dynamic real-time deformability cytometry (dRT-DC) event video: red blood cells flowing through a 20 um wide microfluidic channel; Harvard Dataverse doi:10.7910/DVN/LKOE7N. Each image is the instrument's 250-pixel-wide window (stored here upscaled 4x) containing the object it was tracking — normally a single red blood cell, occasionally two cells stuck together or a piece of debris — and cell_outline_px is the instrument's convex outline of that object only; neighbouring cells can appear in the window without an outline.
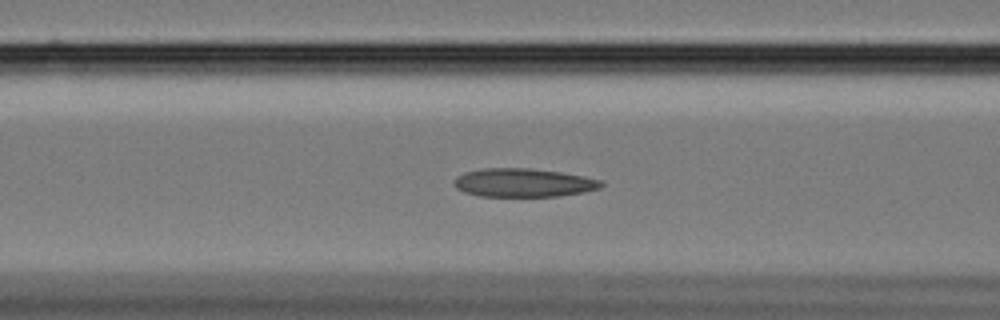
{"species": "Egyptian fruit bat (a non-hibernating species)", "species_latin": "Rousettus aegyptiacus", "temperature_condition": "cold", "stored_images_in_passage": 48, "camera_frame_rate_fps": 3000, "um_per_image_px": 0.085, "animal": {"sex": "female"}, "frame": {"image": 1, "passage_image": 12, "time_ms": 3.667, "image_size_px": [1000, 320], "cell_outline_px": [[604, 184], [600, 188], [584, 192], [560, 196], [480, 196], [464, 192], [456, 188], [456, 176], [464, 172], [484, 168], [528, 168], [560, 172], [584, 176], [604, 180]], "centroid_in_image_um": [44.54, 15.53], "position_along_channel_um": 122.1, "area_um2": 24.45}}
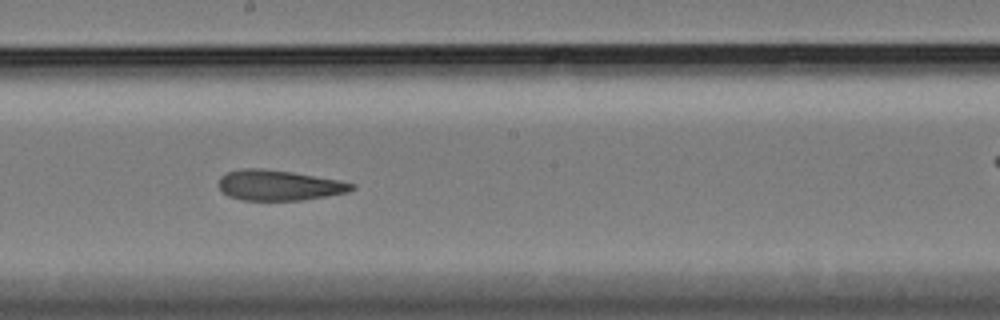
{"frame": {"image": 2, "passage_image": 21, "time_ms": 6.667, "image_size_px": [1000, 320], "cell_outline_px": [[356, 188], [348, 192], [304, 200], [244, 200], [228, 196], [216, 184], [220, 176], [228, 172], [244, 168], [260, 168], [292, 172], [340, 180], [356, 184]], "centroid_in_image_um": [23.72, 15.75], "position_along_channel_um": 224.5, "area_um2": 23.64}}
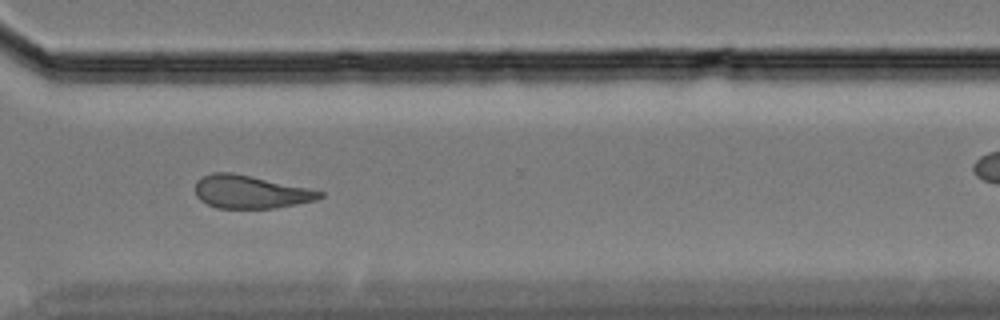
{"frame": {"image": 3, "passage_image": 32, "time_ms": 10.333, "image_size_px": [1000, 320], "cell_outline_px": [[324, 196], [316, 200], [276, 208], [216, 208], [200, 200], [196, 196], [196, 180], [212, 172], [232, 172], [308, 188], [324, 192]], "centroid_in_image_um": [21.28, 16.31], "position_along_channel_um": 349.3, "area_um2": 23.87}, "authors_computed_cell_mechanics": {"area_um2": 24.5072, "velocity_mm_per_s": 3.4059, "shape_relaxation_time_tau1_ms": null, "shape_relaxation_time_tau2_ms": 4.0952, "deformation_change_tau1": null, "deformation_change_tau2": 0.13}}